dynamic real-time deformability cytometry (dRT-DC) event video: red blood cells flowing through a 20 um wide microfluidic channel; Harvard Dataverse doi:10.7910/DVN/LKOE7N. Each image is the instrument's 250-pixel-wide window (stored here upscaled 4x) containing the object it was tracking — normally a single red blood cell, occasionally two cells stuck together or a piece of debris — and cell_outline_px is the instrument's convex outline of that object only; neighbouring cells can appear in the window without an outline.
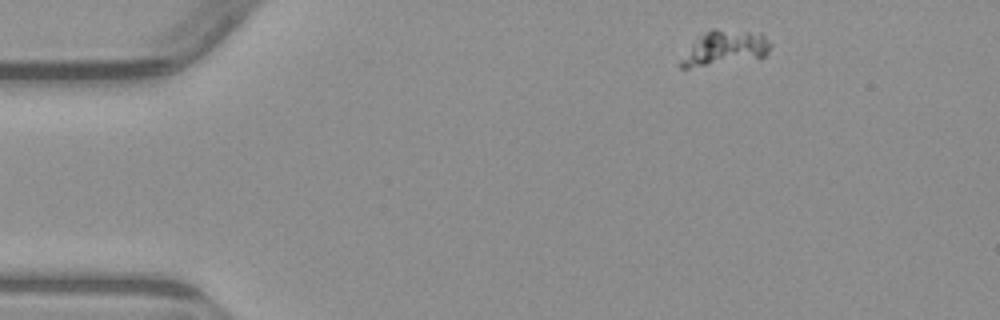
{"species": "common noctule bat (a hibernating species)", "species_latin": "Nyctalus noctula", "temperature_condition": "warm", "stored_images_in_passage": 4, "camera_frame_rate_fps": 3000, "um_per_image_px": 0.085, "animal": {"sex": "male", "body_mass_g": 23.1, "forearm_length_mm": 52.7}, "frame": {"image": 1, "passage_image": 1, "time_ms": 0.0, "image_size_px": [1000, 320], "cell_outline_px": [[772, 44], [768, 52], [764, 56], [688, 68], [680, 68], [680, 60], [696, 36], [712, 28], [716, 28], [760, 32]], "centroid_in_image_um": [61.58, 4.03], "position_along_channel_um": 23.4, "area_um2": 18.03}}